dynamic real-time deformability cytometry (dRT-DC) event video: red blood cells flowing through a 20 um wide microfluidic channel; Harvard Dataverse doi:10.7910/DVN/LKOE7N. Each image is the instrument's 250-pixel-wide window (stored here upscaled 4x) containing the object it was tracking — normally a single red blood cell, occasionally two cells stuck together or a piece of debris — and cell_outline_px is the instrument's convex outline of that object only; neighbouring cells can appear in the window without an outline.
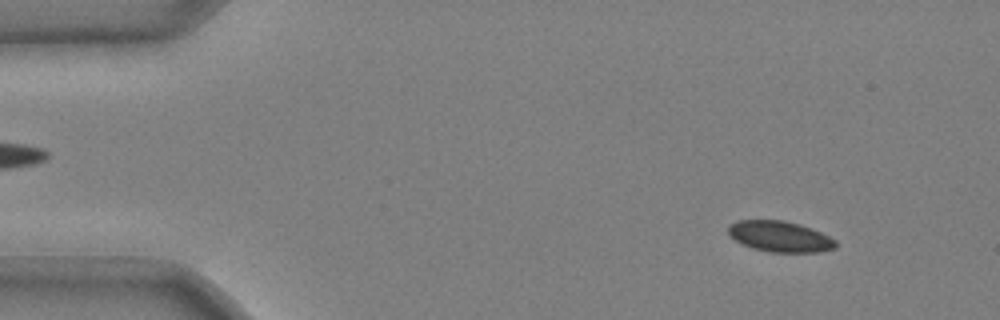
{"species": "common noctule bat (a hibernating species)", "species_latin": "Nyctalus noctula", "temperature_condition": "cold", "stored_images_in_passage": 51, "camera_frame_rate_fps": 3000, "um_per_image_px": 0.085, "animal": {"sex": "male", "body_mass_g": 20.4}, "frame": {"image": 1, "passage_image": 5, "time_ms": 1.333, "image_size_px": [1000, 320], "cell_outline_px": [[836, 248], [820, 252], [768, 252], [752, 248], [740, 244], [728, 232], [728, 224], [740, 220], [784, 220], [800, 224], [820, 232], [836, 240]], "centroid_in_image_um": [66.29, 20.1], "position_along_channel_um": 18.7, "area_um2": 19.36}}
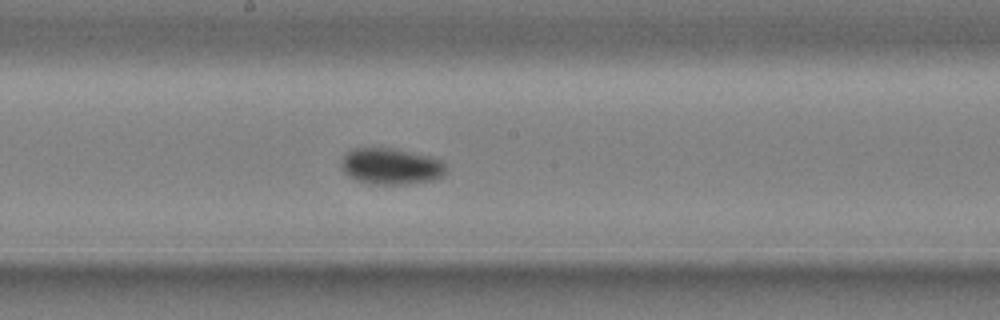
{"frame": {"image": 2, "passage_image": 28, "time_ms": 9.0, "image_size_px": [1000, 320], "cell_outline_px": [[448, 168], [444, 176], [432, 180], [408, 184], [368, 184], [356, 180], [348, 176], [344, 172], [340, 164], [344, 156], [352, 148], [392, 148], [428, 156], [440, 160]], "centroid_in_image_um": [33.23, 14.15], "position_along_channel_um": 215.0, "area_um2": 22.2}}
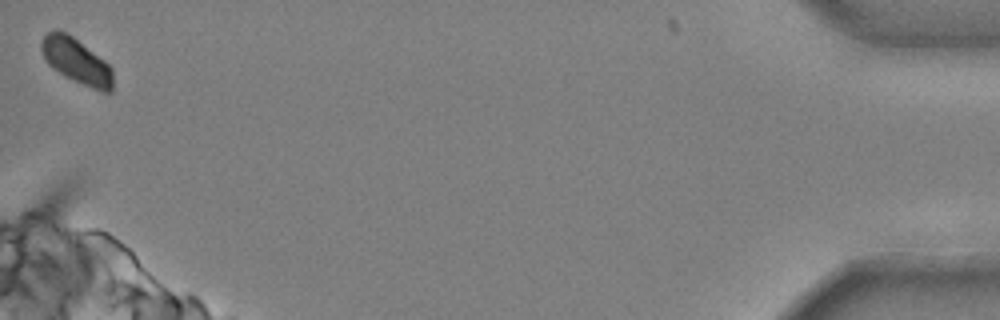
{"frame": {"image": 3, "passage_image": 51, "time_ms": 16.667, "image_size_px": [1000, 320], "cell_outline_px": [[112, 92], [100, 92], [64, 76], [52, 68], [44, 60], [40, 48], [40, 40], [52, 28], [60, 28], [72, 36], [104, 60], [112, 68]], "centroid_in_image_um": [6.45, 5.16], "position_along_channel_um": 428.8, "area_um2": 19.19}, "authors_computed_cell_mechanics": {"area_um2": 20.23, "velocity_mm_per_s": 3.6982, "shape_relaxation_time_tau1_ms": 5.5783, "shape_relaxation_time_tau2_ms": null, "deformation_change_tau1": 0.0869, "deformation_change_tau2": null}}